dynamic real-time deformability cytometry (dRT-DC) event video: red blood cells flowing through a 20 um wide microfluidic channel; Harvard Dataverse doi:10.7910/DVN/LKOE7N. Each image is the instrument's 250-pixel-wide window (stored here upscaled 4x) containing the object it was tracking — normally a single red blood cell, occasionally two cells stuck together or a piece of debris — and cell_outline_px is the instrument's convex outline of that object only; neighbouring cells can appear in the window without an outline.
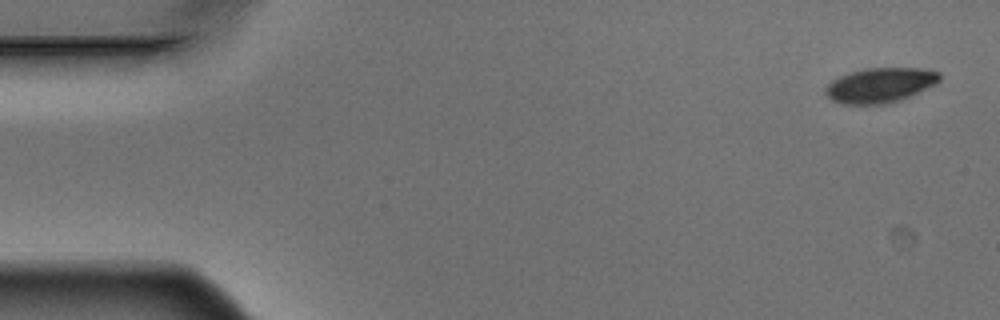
{"species": "Egyptian fruit bat (a non-hibernating species)", "species_latin": "Rousettus aegyptiacus", "temperature_condition": "warm", "stored_images_in_passage": 6, "camera_frame_rate_fps": 3000, "um_per_image_px": 0.085, "animal": {"sex": "male"}, "frame": {"image": 1, "passage_image": 1, "time_ms": 0.0, "image_size_px": [1000, 320], "cell_outline_px": [[940, 80], [936, 84], [912, 96], [888, 104], [840, 104], [832, 100], [824, 92], [824, 88], [832, 80], [840, 76], [852, 72], [868, 68], [924, 68], [940, 72]], "centroid_in_image_um": [74.84, 7.25], "position_along_channel_um": 10.2, "area_um2": 23.35}}
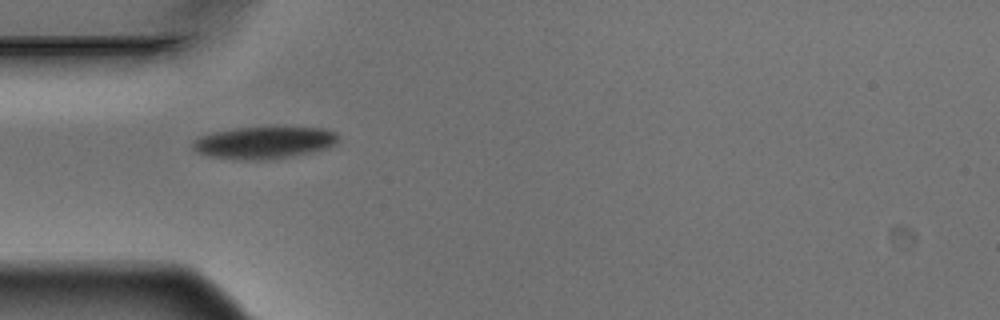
{"frame": {"image": 2, "passage_image": 5, "time_ms": 1.333, "image_size_px": [1000, 320], "cell_outline_px": [[336, 140], [328, 148], [312, 152], [272, 160], [240, 160], [208, 156], [196, 152], [192, 148], [192, 140], [200, 136], [216, 132], [236, 128], [324, 128], [336, 132]], "centroid_in_image_um": [22.39, 12.15], "position_along_channel_um": 62.6, "area_um2": 27.05}}
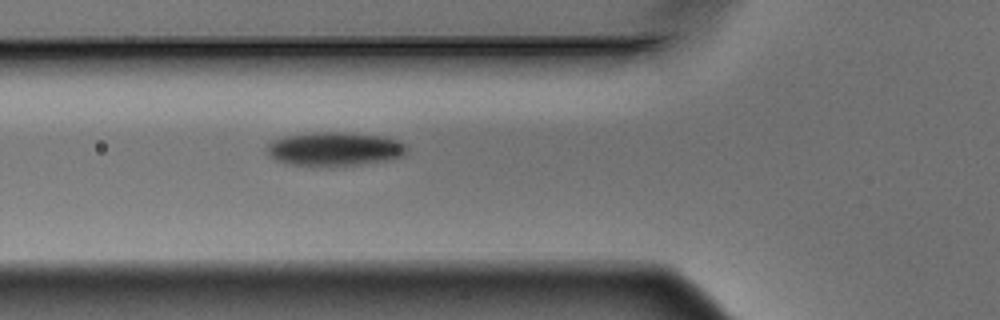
{"frame": {"image": 3, "passage_image": 6, "time_ms": 1.667, "image_size_px": [1000, 320], "cell_outline_px": [[408, 152], [404, 156], [384, 160], [360, 164], [328, 168], [292, 164], [276, 160], [268, 156], [268, 144], [276, 140], [288, 136], [312, 132], [344, 132], [384, 136], [400, 140], [408, 144]], "centroid_in_image_um": [28.52, 12.68], "position_along_channel_um": 97.3, "area_um2": 27.98}}